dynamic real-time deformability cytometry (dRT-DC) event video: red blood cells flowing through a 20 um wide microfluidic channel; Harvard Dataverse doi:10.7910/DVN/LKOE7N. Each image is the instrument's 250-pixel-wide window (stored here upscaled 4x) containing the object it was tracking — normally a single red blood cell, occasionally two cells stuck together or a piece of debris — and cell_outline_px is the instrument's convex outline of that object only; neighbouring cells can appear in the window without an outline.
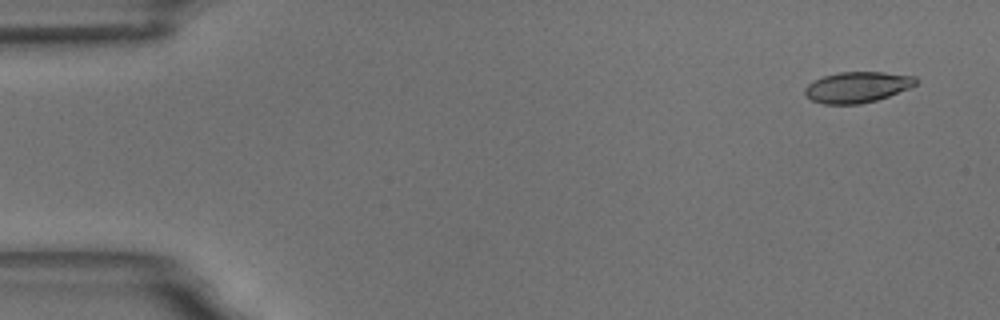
{"species": "common noctule bat (a hibernating species)", "species_latin": "Nyctalus noctula", "temperature_condition": "room temperature", "stored_images_in_passage": 6, "camera_frame_rate_fps": 3000, "um_per_image_px": 0.085, "animal": {"sex": "male", "body_mass_g": 18.8}, "frame": {"image": 1, "passage_image": 1, "time_ms": 0.0, "image_size_px": [1000, 320], "cell_outline_px": [[916, 84], [908, 88], [888, 96], [876, 100], [860, 104], [824, 104], [812, 100], [804, 92], [804, 88], [812, 80], [824, 76], [840, 72], [884, 72], [916, 76]], "centroid_in_image_um": [72.84, 7.4], "position_along_channel_um": 12.2, "area_um2": 19.83}}
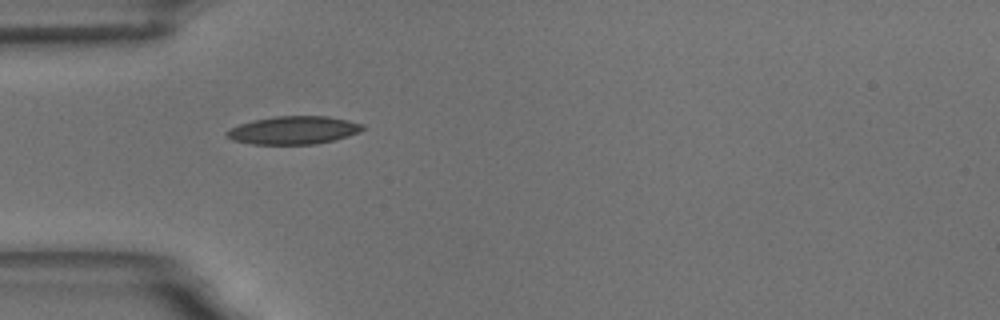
{"frame": {"image": 2, "passage_image": 5, "time_ms": 4.667, "image_size_px": [1000, 320], "cell_outline_px": [[364, 128], [360, 132], [348, 136], [316, 144], [252, 144], [232, 140], [224, 132], [228, 128], [252, 120], [276, 116], [328, 116], [348, 120], [364, 124]], "centroid_in_image_um": [24.94, 11.06], "position_along_channel_um": 60.1, "area_um2": 22.25}}
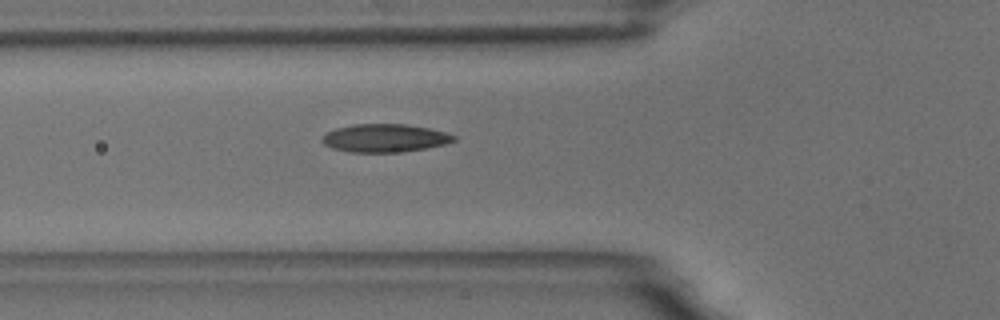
{"frame": {"image": 3, "passage_image": 6, "time_ms": 5.667, "image_size_px": [1000, 320], "cell_outline_px": [[456, 140], [444, 144], [404, 152], [352, 152], [332, 148], [324, 144], [320, 140], [328, 132], [336, 128], [352, 124], [404, 124], [428, 128], [444, 132], [456, 136]], "centroid_in_image_um": [32.69, 11.73], "position_along_channel_um": 93.1, "area_um2": 21.39}}